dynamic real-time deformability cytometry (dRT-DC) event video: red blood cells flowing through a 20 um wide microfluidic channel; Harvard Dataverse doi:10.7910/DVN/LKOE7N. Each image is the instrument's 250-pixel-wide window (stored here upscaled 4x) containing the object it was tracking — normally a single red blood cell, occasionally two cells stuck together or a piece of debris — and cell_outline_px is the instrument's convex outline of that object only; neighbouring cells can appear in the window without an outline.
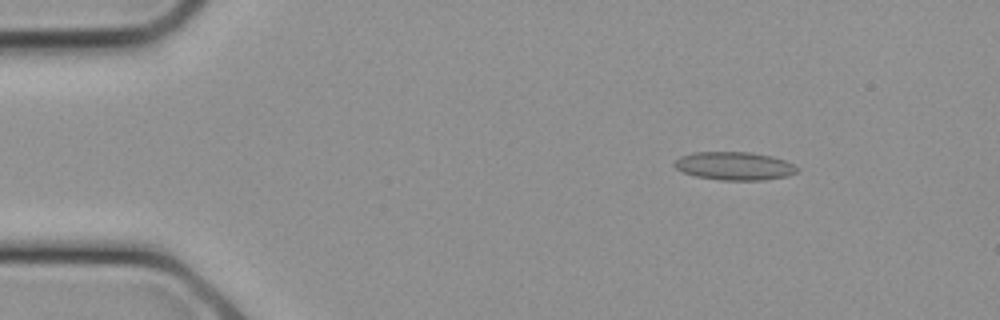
{"species": "common noctule bat (a hibernating species)", "species_latin": "Nyctalus noctula", "temperature_condition": "cold", "stored_images_in_passage": 10, "camera_frame_rate_fps": 3000, "um_per_image_px": 0.085, "animal": {"sex": "female", "body_mass_g": 21.9}, "frame": {"image": 1, "passage_image": 1, "time_ms": 0.0, "image_size_px": [1000, 320], "cell_outline_px": [[800, 168], [796, 172], [788, 176], [764, 180], [720, 180], [696, 176], [684, 172], [676, 168], [672, 164], [672, 160], [680, 156], [692, 152], [752, 152], [772, 156], [784, 160]], "centroid_in_image_um": [62.4, 14.1], "position_along_channel_um": 22.6, "area_um2": 20.35}}
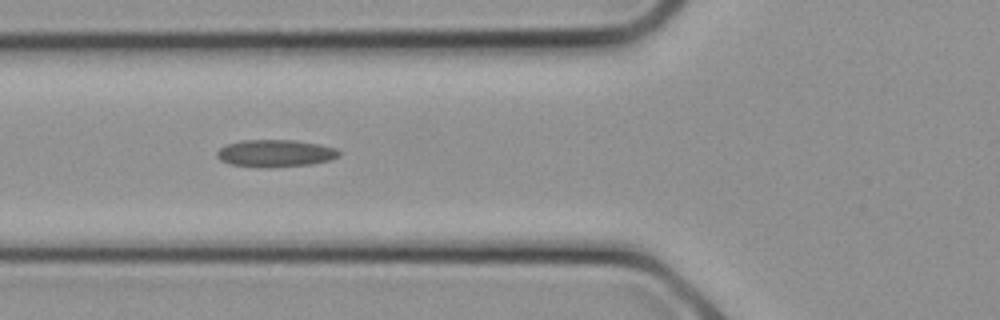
{"frame": {"image": 2, "passage_image": 7, "time_ms": 2.0, "image_size_px": [1000, 320], "cell_outline_px": [[340, 156], [332, 160], [312, 164], [272, 168], [264, 168], [228, 164], [220, 160], [216, 156], [216, 152], [220, 148], [228, 144], [240, 140], [296, 140], [320, 144], [336, 148], [340, 152]], "centroid_in_image_um": [23.42, 13.04], "position_along_channel_um": 102.4, "area_um2": 19.77}}
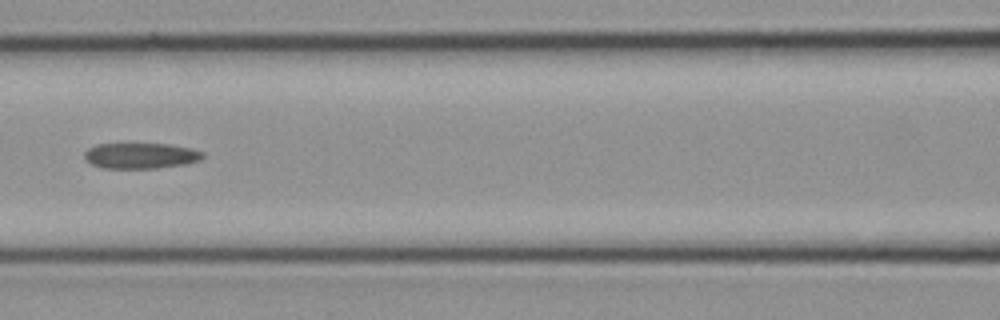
{"frame": {"image": 3, "passage_image": 9, "time_ms": 2.667, "image_size_px": [1000, 320], "cell_outline_px": [[204, 156], [200, 160], [188, 164], [156, 168], [104, 168], [92, 164], [84, 156], [84, 152], [88, 148], [96, 144], [168, 144], [192, 148], [204, 152]], "centroid_in_image_um": [12.0, 13.23], "position_along_channel_um": 154.6, "area_um2": 17.74}}